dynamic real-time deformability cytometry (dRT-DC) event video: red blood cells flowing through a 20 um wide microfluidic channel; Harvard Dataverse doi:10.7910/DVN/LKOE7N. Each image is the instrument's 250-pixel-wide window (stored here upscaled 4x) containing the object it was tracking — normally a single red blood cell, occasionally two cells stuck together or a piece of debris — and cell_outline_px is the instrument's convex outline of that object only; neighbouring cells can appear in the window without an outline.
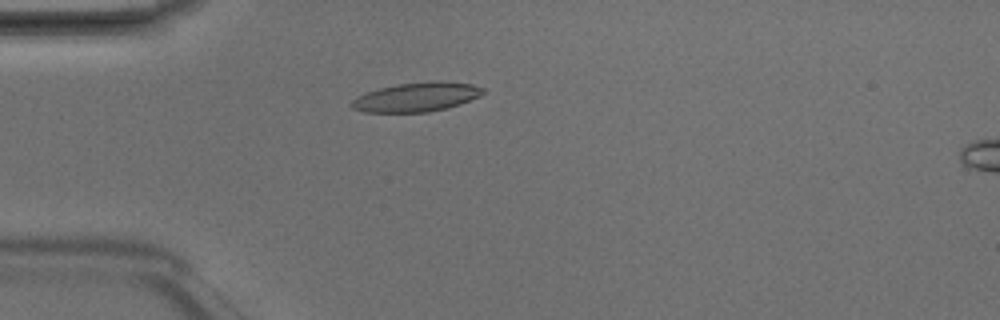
{"species": "Egyptian fruit bat (a non-hibernating species)", "species_latin": "Rousettus aegyptiacus", "temperature_condition": "room temperature", "stored_images_in_passage": 5, "camera_frame_rate_fps": 3000, "um_per_image_px": 0.085, "animal": {"sex": "male"}, "frame": {"image": 1, "passage_image": 4, "time_ms": 1.0, "image_size_px": [1000, 320], "cell_outline_px": [[484, 92], [480, 96], [460, 104], [448, 108], [428, 112], [364, 112], [352, 108], [352, 100], [368, 92], [380, 88], [396, 84], [472, 84], [484, 88]], "centroid_in_image_um": [35.37, 8.31], "position_along_channel_um": 49.6, "area_um2": 21.15}}